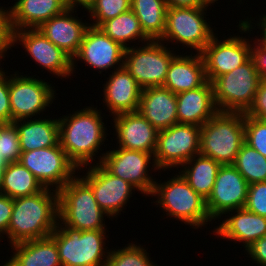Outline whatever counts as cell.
Segmentation results:
<instances>
[{
	"mask_svg": "<svg viewBox=\"0 0 266 266\" xmlns=\"http://www.w3.org/2000/svg\"><path fill=\"white\" fill-rule=\"evenodd\" d=\"M248 189L249 184L233 165H221L212 193L206 200L211 220L244 208Z\"/></svg>",
	"mask_w": 266,
	"mask_h": 266,
	"instance_id": "5bb4252c",
	"label": "cell"
},
{
	"mask_svg": "<svg viewBox=\"0 0 266 266\" xmlns=\"http://www.w3.org/2000/svg\"><path fill=\"white\" fill-rule=\"evenodd\" d=\"M245 142L266 157V121L244 116Z\"/></svg>",
	"mask_w": 266,
	"mask_h": 266,
	"instance_id": "8d00e7d4",
	"label": "cell"
},
{
	"mask_svg": "<svg viewBox=\"0 0 266 266\" xmlns=\"http://www.w3.org/2000/svg\"><path fill=\"white\" fill-rule=\"evenodd\" d=\"M117 149V150H116ZM100 156L101 163L111 174L131 183L142 194L151 196L156 181L148 174L152 167L156 170L154 156L151 153L117 148Z\"/></svg>",
	"mask_w": 266,
	"mask_h": 266,
	"instance_id": "4fadbf2b",
	"label": "cell"
},
{
	"mask_svg": "<svg viewBox=\"0 0 266 266\" xmlns=\"http://www.w3.org/2000/svg\"><path fill=\"white\" fill-rule=\"evenodd\" d=\"M113 118L119 148L147 152L154 156L158 130L140 112L120 113Z\"/></svg>",
	"mask_w": 266,
	"mask_h": 266,
	"instance_id": "d6986e66",
	"label": "cell"
},
{
	"mask_svg": "<svg viewBox=\"0 0 266 266\" xmlns=\"http://www.w3.org/2000/svg\"><path fill=\"white\" fill-rule=\"evenodd\" d=\"M201 127L174 124L158 131L154 162L158 170L180 167L200 153ZM180 165V166H179Z\"/></svg>",
	"mask_w": 266,
	"mask_h": 266,
	"instance_id": "30bf717a",
	"label": "cell"
},
{
	"mask_svg": "<svg viewBox=\"0 0 266 266\" xmlns=\"http://www.w3.org/2000/svg\"><path fill=\"white\" fill-rule=\"evenodd\" d=\"M13 29L11 27L10 8L0 7V60L13 46Z\"/></svg>",
	"mask_w": 266,
	"mask_h": 266,
	"instance_id": "f35d334b",
	"label": "cell"
},
{
	"mask_svg": "<svg viewBox=\"0 0 266 266\" xmlns=\"http://www.w3.org/2000/svg\"><path fill=\"white\" fill-rule=\"evenodd\" d=\"M78 6H69L61 14L43 22L37 29L71 59L82 43L84 33L90 26L72 14Z\"/></svg>",
	"mask_w": 266,
	"mask_h": 266,
	"instance_id": "ffe728a7",
	"label": "cell"
},
{
	"mask_svg": "<svg viewBox=\"0 0 266 266\" xmlns=\"http://www.w3.org/2000/svg\"><path fill=\"white\" fill-rule=\"evenodd\" d=\"M177 119L180 124L203 126L217 112L211 82L176 94Z\"/></svg>",
	"mask_w": 266,
	"mask_h": 266,
	"instance_id": "603a6c76",
	"label": "cell"
},
{
	"mask_svg": "<svg viewBox=\"0 0 266 266\" xmlns=\"http://www.w3.org/2000/svg\"><path fill=\"white\" fill-rule=\"evenodd\" d=\"M58 219L78 230H106L104 216L91 187L76 176L58 191Z\"/></svg>",
	"mask_w": 266,
	"mask_h": 266,
	"instance_id": "8992f818",
	"label": "cell"
},
{
	"mask_svg": "<svg viewBox=\"0 0 266 266\" xmlns=\"http://www.w3.org/2000/svg\"><path fill=\"white\" fill-rule=\"evenodd\" d=\"M5 266H62L55 240L51 237L17 243Z\"/></svg>",
	"mask_w": 266,
	"mask_h": 266,
	"instance_id": "4316f807",
	"label": "cell"
},
{
	"mask_svg": "<svg viewBox=\"0 0 266 266\" xmlns=\"http://www.w3.org/2000/svg\"><path fill=\"white\" fill-rule=\"evenodd\" d=\"M100 113L90 106L58 119L59 143L78 170L87 168L107 137Z\"/></svg>",
	"mask_w": 266,
	"mask_h": 266,
	"instance_id": "7a4b0ae2",
	"label": "cell"
},
{
	"mask_svg": "<svg viewBox=\"0 0 266 266\" xmlns=\"http://www.w3.org/2000/svg\"><path fill=\"white\" fill-rule=\"evenodd\" d=\"M210 3H215L216 1H218V0H208Z\"/></svg>",
	"mask_w": 266,
	"mask_h": 266,
	"instance_id": "681fc988",
	"label": "cell"
},
{
	"mask_svg": "<svg viewBox=\"0 0 266 266\" xmlns=\"http://www.w3.org/2000/svg\"><path fill=\"white\" fill-rule=\"evenodd\" d=\"M98 28L125 49L129 45L126 42L129 43L130 40L132 42L139 39L142 43L144 41V44L151 41L142 30L140 21L132 10L121 13L115 18L103 22Z\"/></svg>",
	"mask_w": 266,
	"mask_h": 266,
	"instance_id": "1f68e13d",
	"label": "cell"
},
{
	"mask_svg": "<svg viewBox=\"0 0 266 266\" xmlns=\"http://www.w3.org/2000/svg\"><path fill=\"white\" fill-rule=\"evenodd\" d=\"M245 142L244 113L217 112L201 126L200 154L233 165Z\"/></svg>",
	"mask_w": 266,
	"mask_h": 266,
	"instance_id": "3957f363",
	"label": "cell"
},
{
	"mask_svg": "<svg viewBox=\"0 0 266 266\" xmlns=\"http://www.w3.org/2000/svg\"><path fill=\"white\" fill-rule=\"evenodd\" d=\"M69 6L65 0H17L10 7L11 27L13 31L37 29Z\"/></svg>",
	"mask_w": 266,
	"mask_h": 266,
	"instance_id": "484cf974",
	"label": "cell"
},
{
	"mask_svg": "<svg viewBox=\"0 0 266 266\" xmlns=\"http://www.w3.org/2000/svg\"><path fill=\"white\" fill-rule=\"evenodd\" d=\"M176 94L163 86L142 89L138 112L158 131L178 123Z\"/></svg>",
	"mask_w": 266,
	"mask_h": 266,
	"instance_id": "7402d4cb",
	"label": "cell"
},
{
	"mask_svg": "<svg viewBox=\"0 0 266 266\" xmlns=\"http://www.w3.org/2000/svg\"><path fill=\"white\" fill-rule=\"evenodd\" d=\"M82 179L91 187L96 202L109 218L121 213L132 197V190L137 189L128 181L111 174L101 163L90 166Z\"/></svg>",
	"mask_w": 266,
	"mask_h": 266,
	"instance_id": "9a60e30c",
	"label": "cell"
},
{
	"mask_svg": "<svg viewBox=\"0 0 266 266\" xmlns=\"http://www.w3.org/2000/svg\"><path fill=\"white\" fill-rule=\"evenodd\" d=\"M7 161H5L1 156H0V193H1V186H2V181H3V175H4V170L7 166Z\"/></svg>",
	"mask_w": 266,
	"mask_h": 266,
	"instance_id": "7dc6e473",
	"label": "cell"
},
{
	"mask_svg": "<svg viewBox=\"0 0 266 266\" xmlns=\"http://www.w3.org/2000/svg\"><path fill=\"white\" fill-rule=\"evenodd\" d=\"M207 7H168L166 11V28L159 39L186 45L201 53L211 41L214 32L204 19Z\"/></svg>",
	"mask_w": 266,
	"mask_h": 266,
	"instance_id": "9c48e42d",
	"label": "cell"
},
{
	"mask_svg": "<svg viewBox=\"0 0 266 266\" xmlns=\"http://www.w3.org/2000/svg\"><path fill=\"white\" fill-rule=\"evenodd\" d=\"M253 44L254 45L251 47V59L258 71L260 80L266 82V47H263L256 42Z\"/></svg>",
	"mask_w": 266,
	"mask_h": 266,
	"instance_id": "7bdbcfd3",
	"label": "cell"
},
{
	"mask_svg": "<svg viewBox=\"0 0 266 266\" xmlns=\"http://www.w3.org/2000/svg\"><path fill=\"white\" fill-rule=\"evenodd\" d=\"M207 82L204 61L200 53L175 55L168 67L163 87L177 94L203 86Z\"/></svg>",
	"mask_w": 266,
	"mask_h": 266,
	"instance_id": "cb8c5ba5",
	"label": "cell"
},
{
	"mask_svg": "<svg viewBox=\"0 0 266 266\" xmlns=\"http://www.w3.org/2000/svg\"><path fill=\"white\" fill-rule=\"evenodd\" d=\"M233 166L249 185L266 182V157L246 142L239 150Z\"/></svg>",
	"mask_w": 266,
	"mask_h": 266,
	"instance_id": "d6a6232c",
	"label": "cell"
},
{
	"mask_svg": "<svg viewBox=\"0 0 266 266\" xmlns=\"http://www.w3.org/2000/svg\"><path fill=\"white\" fill-rule=\"evenodd\" d=\"M58 210V191L54 188L14 198L6 233L11 246L50 236L58 225Z\"/></svg>",
	"mask_w": 266,
	"mask_h": 266,
	"instance_id": "6da1fadb",
	"label": "cell"
},
{
	"mask_svg": "<svg viewBox=\"0 0 266 266\" xmlns=\"http://www.w3.org/2000/svg\"><path fill=\"white\" fill-rule=\"evenodd\" d=\"M244 208L257 215L266 217V182L249 185Z\"/></svg>",
	"mask_w": 266,
	"mask_h": 266,
	"instance_id": "74e56055",
	"label": "cell"
},
{
	"mask_svg": "<svg viewBox=\"0 0 266 266\" xmlns=\"http://www.w3.org/2000/svg\"><path fill=\"white\" fill-rule=\"evenodd\" d=\"M175 176L164 183L155 182L151 195L156 196V205L162 207L167 216L194 229L204 227L212 221L206 209V200L190 187L180 173Z\"/></svg>",
	"mask_w": 266,
	"mask_h": 266,
	"instance_id": "5b68a950",
	"label": "cell"
},
{
	"mask_svg": "<svg viewBox=\"0 0 266 266\" xmlns=\"http://www.w3.org/2000/svg\"><path fill=\"white\" fill-rule=\"evenodd\" d=\"M9 77V98L12 122L31 119L40 115L55 99V91L49 82L17 72ZM52 102V103H51ZM36 114V115H35Z\"/></svg>",
	"mask_w": 266,
	"mask_h": 266,
	"instance_id": "7c38bea8",
	"label": "cell"
},
{
	"mask_svg": "<svg viewBox=\"0 0 266 266\" xmlns=\"http://www.w3.org/2000/svg\"><path fill=\"white\" fill-rule=\"evenodd\" d=\"M215 35L200 53L205 66L207 81L231 72L251 58V46L245 37L232 36L221 42Z\"/></svg>",
	"mask_w": 266,
	"mask_h": 266,
	"instance_id": "2e32d148",
	"label": "cell"
},
{
	"mask_svg": "<svg viewBox=\"0 0 266 266\" xmlns=\"http://www.w3.org/2000/svg\"><path fill=\"white\" fill-rule=\"evenodd\" d=\"M244 116H251L266 121V82L260 80L252 104L244 112Z\"/></svg>",
	"mask_w": 266,
	"mask_h": 266,
	"instance_id": "ab89813d",
	"label": "cell"
},
{
	"mask_svg": "<svg viewBox=\"0 0 266 266\" xmlns=\"http://www.w3.org/2000/svg\"><path fill=\"white\" fill-rule=\"evenodd\" d=\"M70 6H84L88 0H65Z\"/></svg>",
	"mask_w": 266,
	"mask_h": 266,
	"instance_id": "c3c4849f",
	"label": "cell"
},
{
	"mask_svg": "<svg viewBox=\"0 0 266 266\" xmlns=\"http://www.w3.org/2000/svg\"><path fill=\"white\" fill-rule=\"evenodd\" d=\"M0 123H12L9 98V76L0 68Z\"/></svg>",
	"mask_w": 266,
	"mask_h": 266,
	"instance_id": "60d3db41",
	"label": "cell"
},
{
	"mask_svg": "<svg viewBox=\"0 0 266 266\" xmlns=\"http://www.w3.org/2000/svg\"><path fill=\"white\" fill-rule=\"evenodd\" d=\"M250 257L260 266H266V235L245 249Z\"/></svg>",
	"mask_w": 266,
	"mask_h": 266,
	"instance_id": "ee69618b",
	"label": "cell"
},
{
	"mask_svg": "<svg viewBox=\"0 0 266 266\" xmlns=\"http://www.w3.org/2000/svg\"><path fill=\"white\" fill-rule=\"evenodd\" d=\"M19 163L45 187L59 191L75 176L77 167L69 160L60 143L53 147L21 152Z\"/></svg>",
	"mask_w": 266,
	"mask_h": 266,
	"instance_id": "8fae6325",
	"label": "cell"
},
{
	"mask_svg": "<svg viewBox=\"0 0 266 266\" xmlns=\"http://www.w3.org/2000/svg\"><path fill=\"white\" fill-rule=\"evenodd\" d=\"M125 48L104 34L99 28L89 26L83 36L79 50L72 59V71H75V60L84 61L88 66L99 70L123 67ZM101 70V71H100Z\"/></svg>",
	"mask_w": 266,
	"mask_h": 266,
	"instance_id": "ac0fdd59",
	"label": "cell"
},
{
	"mask_svg": "<svg viewBox=\"0 0 266 266\" xmlns=\"http://www.w3.org/2000/svg\"><path fill=\"white\" fill-rule=\"evenodd\" d=\"M167 7H208V0H165Z\"/></svg>",
	"mask_w": 266,
	"mask_h": 266,
	"instance_id": "f6af8a7d",
	"label": "cell"
},
{
	"mask_svg": "<svg viewBox=\"0 0 266 266\" xmlns=\"http://www.w3.org/2000/svg\"><path fill=\"white\" fill-rule=\"evenodd\" d=\"M140 246L129 243L121 249L110 250L105 266H157L150 261L145 248Z\"/></svg>",
	"mask_w": 266,
	"mask_h": 266,
	"instance_id": "e575fe53",
	"label": "cell"
},
{
	"mask_svg": "<svg viewBox=\"0 0 266 266\" xmlns=\"http://www.w3.org/2000/svg\"><path fill=\"white\" fill-rule=\"evenodd\" d=\"M142 46L125 49L123 66L142 89L163 86L169 64L176 54L159 40Z\"/></svg>",
	"mask_w": 266,
	"mask_h": 266,
	"instance_id": "ba28073f",
	"label": "cell"
},
{
	"mask_svg": "<svg viewBox=\"0 0 266 266\" xmlns=\"http://www.w3.org/2000/svg\"><path fill=\"white\" fill-rule=\"evenodd\" d=\"M105 234L106 230L74 229L58 219L50 236L56 242L62 266H105L109 256V252L104 251Z\"/></svg>",
	"mask_w": 266,
	"mask_h": 266,
	"instance_id": "277c9868",
	"label": "cell"
},
{
	"mask_svg": "<svg viewBox=\"0 0 266 266\" xmlns=\"http://www.w3.org/2000/svg\"><path fill=\"white\" fill-rule=\"evenodd\" d=\"M82 8L95 20V23L89 25L98 28L103 22L131 10V0H88Z\"/></svg>",
	"mask_w": 266,
	"mask_h": 266,
	"instance_id": "836d02e7",
	"label": "cell"
},
{
	"mask_svg": "<svg viewBox=\"0 0 266 266\" xmlns=\"http://www.w3.org/2000/svg\"><path fill=\"white\" fill-rule=\"evenodd\" d=\"M258 25L257 26H259L258 28L260 29V30H262L261 32H262V34H260L262 37H260L259 39H255L254 41L256 42V43H258L259 45H261V46H263V47H266V15L265 14H263V17L261 18L260 17V20H259V23H257ZM256 40H258V41H256Z\"/></svg>",
	"mask_w": 266,
	"mask_h": 266,
	"instance_id": "bcb514c9",
	"label": "cell"
},
{
	"mask_svg": "<svg viewBox=\"0 0 266 266\" xmlns=\"http://www.w3.org/2000/svg\"><path fill=\"white\" fill-rule=\"evenodd\" d=\"M12 211L13 199L0 193V234L2 233V235L8 232Z\"/></svg>",
	"mask_w": 266,
	"mask_h": 266,
	"instance_id": "b9f144b4",
	"label": "cell"
},
{
	"mask_svg": "<svg viewBox=\"0 0 266 266\" xmlns=\"http://www.w3.org/2000/svg\"><path fill=\"white\" fill-rule=\"evenodd\" d=\"M220 167V163L199 153L184 163L179 173L197 194L207 200Z\"/></svg>",
	"mask_w": 266,
	"mask_h": 266,
	"instance_id": "f1b7e54d",
	"label": "cell"
},
{
	"mask_svg": "<svg viewBox=\"0 0 266 266\" xmlns=\"http://www.w3.org/2000/svg\"><path fill=\"white\" fill-rule=\"evenodd\" d=\"M165 0H131V10L151 40H159L166 28Z\"/></svg>",
	"mask_w": 266,
	"mask_h": 266,
	"instance_id": "f546056e",
	"label": "cell"
},
{
	"mask_svg": "<svg viewBox=\"0 0 266 266\" xmlns=\"http://www.w3.org/2000/svg\"><path fill=\"white\" fill-rule=\"evenodd\" d=\"M231 217L223 220L214 230L222 239L242 242L246 248L266 235V217L250 212L245 208L233 210Z\"/></svg>",
	"mask_w": 266,
	"mask_h": 266,
	"instance_id": "d4e9b609",
	"label": "cell"
},
{
	"mask_svg": "<svg viewBox=\"0 0 266 266\" xmlns=\"http://www.w3.org/2000/svg\"><path fill=\"white\" fill-rule=\"evenodd\" d=\"M45 187L19 162L8 163L3 175L1 194L12 199L41 192Z\"/></svg>",
	"mask_w": 266,
	"mask_h": 266,
	"instance_id": "4dcf8cb0",
	"label": "cell"
},
{
	"mask_svg": "<svg viewBox=\"0 0 266 266\" xmlns=\"http://www.w3.org/2000/svg\"><path fill=\"white\" fill-rule=\"evenodd\" d=\"M13 123L18 130L21 152L53 147L59 144V122L57 118L54 120L50 118L24 119L13 121Z\"/></svg>",
	"mask_w": 266,
	"mask_h": 266,
	"instance_id": "83f0119b",
	"label": "cell"
},
{
	"mask_svg": "<svg viewBox=\"0 0 266 266\" xmlns=\"http://www.w3.org/2000/svg\"><path fill=\"white\" fill-rule=\"evenodd\" d=\"M0 156L7 163L19 162L20 160L19 134L13 122L0 123Z\"/></svg>",
	"mask_w": 266,
	"mask_h": 266,
	"instance_id": "d590c367",
	"label": "cell"
},
{
	"mask_svg": "<svg viewBox=\"0 0 266 266\" xmlns=\"http://www.w3.org/2000/svg\"><path fill=\"white\" fill-rule=\"evenodd\" d=\"M19 42L40 66L61 78L71 76L72 59L47 39L38 29L13 31V46ZM22 42V43H21Z\"/></svg>",
	"mask_w": 266,
	"mask_h": 266,
	"instance_id": "e0dca14e",
	"label": "cell"
},
{
	"mask_svg": "<svg viewBox=\"0 0 266 266\" xmlns=\"http://www.w3.org/2000/svg\"><path fill=\"white\" fill-rule=\"evenodd\" d=\"M259 82L260 76L251 58L231 72L217 77L211 82L217 110L244 113L252 104Z\"/></svg>",
	"mask_w": 266,
	"mask_h": 266,
	"instance_id": "52a82bcc",
	"label": "cell"
},
{
	"mask_svg": "<svg viewBox=\"0 0 266 266\" xmlns=\"http://www.w3.org/2000/svg\"><path fill=\"white\" fill-rule=\"evenodd\" d=\"M141 91L142 88L124 66L116 67L103 87V102L113 116L135 112L139 109Z\"/></svg>",
	"mask_w": 266,
	"mask_h": 266,
	"instance_id": "44dd1931",
	"label": "cell"
}]
</instances>
